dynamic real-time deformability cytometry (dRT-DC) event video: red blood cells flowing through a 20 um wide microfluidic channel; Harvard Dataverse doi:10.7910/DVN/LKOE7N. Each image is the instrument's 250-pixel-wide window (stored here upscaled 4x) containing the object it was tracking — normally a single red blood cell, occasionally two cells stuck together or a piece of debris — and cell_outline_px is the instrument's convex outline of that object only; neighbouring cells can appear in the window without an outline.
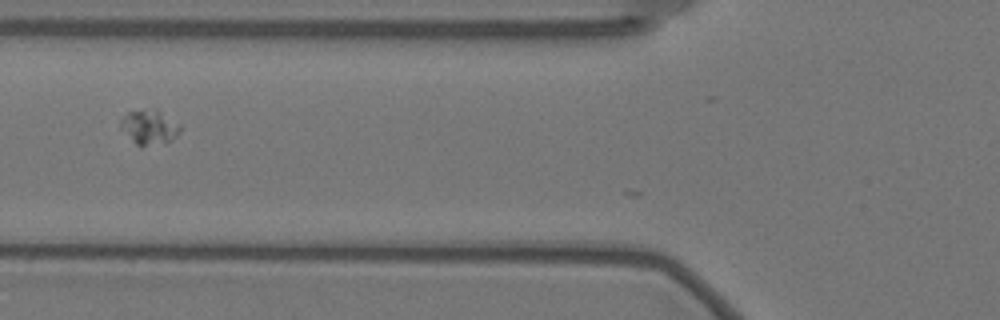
{"species": "Egyptian fruit bat (a non-hibernating species)", "species_latin": "Rousettus aegyptiacus", "temperature_condition": "warm", "stored_images_in_passage": 8, "camera_frame_rate_fps": 3000, "um_per_image_px": 0.085, "animal": {"sex": "female"}, "frame": {"image": 1, "passage_image": 2, "time_ms": 0.333, "image_size_px": [1000, 320], "cell_outline_px": [[180, 132], [172, 140], [164, 144], [140, 148], [120, 128], [120, 120], [128, 112], [156, 108], [180, 124]], "centroid_in_image_um": [12.71, 10.84], "position_along_channel_um": 113.1, "area_um2": 12.25}}
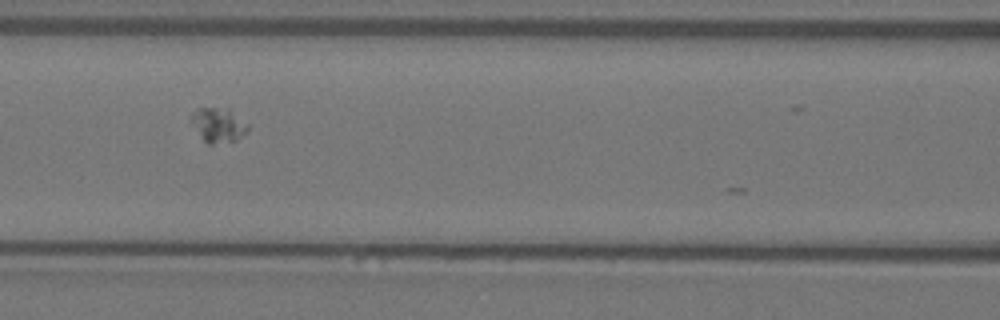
{"frame": {"image": 2, "passage_image": 5, "time_ms": 1.333, "image_size_px": [1000, 320], "cell_outline_px": [[248, 132], [236, 140], [212, 144], [208, 144], [204, 140], [192, 120], [192, 112], [196, 108], [228, 108], [248, 124]], "centroid_in_image_um": [18.6, 10.61], "position_along_channel_um": 148.0, "area_um2": 11.04}}